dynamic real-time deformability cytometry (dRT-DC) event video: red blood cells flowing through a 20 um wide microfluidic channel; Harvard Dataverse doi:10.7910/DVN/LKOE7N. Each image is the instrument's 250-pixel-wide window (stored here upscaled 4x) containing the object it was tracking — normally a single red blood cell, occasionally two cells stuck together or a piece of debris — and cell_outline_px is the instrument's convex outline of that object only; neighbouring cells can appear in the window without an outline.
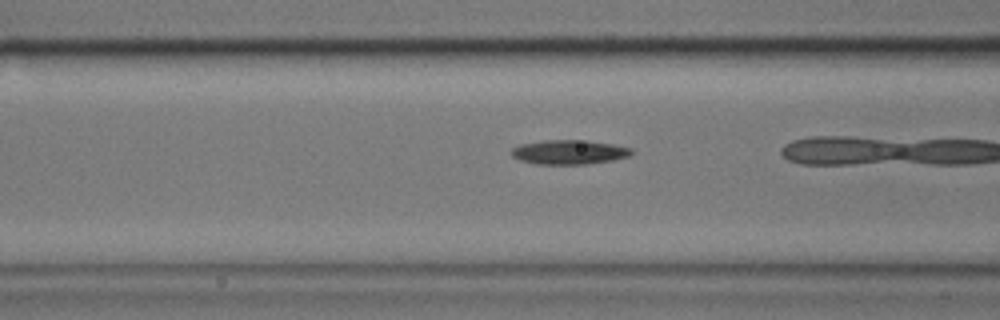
{"species": "common noctule bat (a hibernating species)", "species_latin": "Nyctalus noctula", "temperature_condition": "cold", "stored_images_in_passage": 21, "camera_frame_rate_fps": 3000, "um_per_image_px": 0.085, "animal": {"sex": "male", "body_mass_g": 17.9}, "frame": {"image": 1, "passage_image": 16, "time_ms": 5.0, "image_size_px": [1000, 320], "cell_outline_px": [[632, 152], [628, 156], [612, 160], [588, 164], [536, 164], [520, 160], [512, 156], [512, 148], [520, 144], [544, 140], [588, 140], [612, 144], [632, 148]], "centroid_in_image_um": [48.36, 12.92], "position_along_channel_um": 118.2, "area_um2": 16.99}}